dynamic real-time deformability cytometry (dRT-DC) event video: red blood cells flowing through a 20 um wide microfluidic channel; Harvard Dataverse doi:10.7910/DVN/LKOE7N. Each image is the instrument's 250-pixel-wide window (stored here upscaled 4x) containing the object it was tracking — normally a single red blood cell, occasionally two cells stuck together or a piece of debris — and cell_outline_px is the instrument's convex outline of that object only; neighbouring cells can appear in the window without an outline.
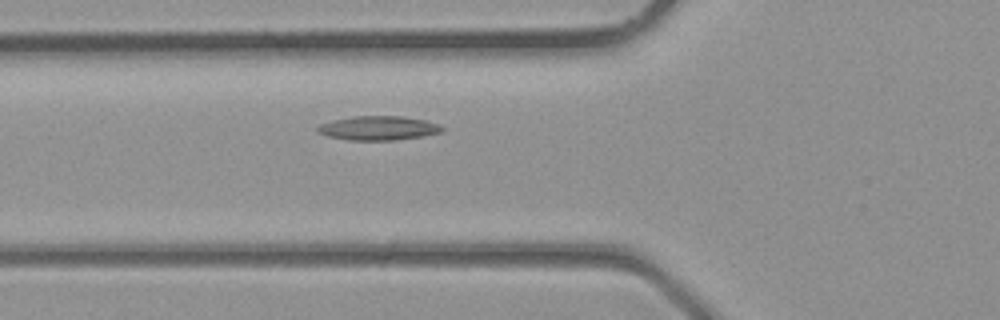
{"species": "common noctule bat (a hibernating species)", "species_latin": "Nyctalus noctula", "temperature_condition": "room temperature", "stored_images_in_passage": 7, "camera_frame_rate_fps": 3000, "um_per_image_px": 0.085, "animal": {"sex": "male", "body_mass_g": 23.1, "forearm_length_mm": 52.7}, "frame": {"image": 1, "passage_image": 7, "time_ms": 2.0, "image_size_px": [1000, 320], "cell_outline_px": [[444, 128], [440, 132], [420, 136], [392, 140], [348, 140], [328, 136], [316, 132], [316, 128], [320, 124], [332, 120], [352, 116], [400, 116], [424, 120], [440, 124]], "centroid_in_image_um": [32.11, 10.88], "position_along_channel_um": 93.7, "area_um2": 17.4}}